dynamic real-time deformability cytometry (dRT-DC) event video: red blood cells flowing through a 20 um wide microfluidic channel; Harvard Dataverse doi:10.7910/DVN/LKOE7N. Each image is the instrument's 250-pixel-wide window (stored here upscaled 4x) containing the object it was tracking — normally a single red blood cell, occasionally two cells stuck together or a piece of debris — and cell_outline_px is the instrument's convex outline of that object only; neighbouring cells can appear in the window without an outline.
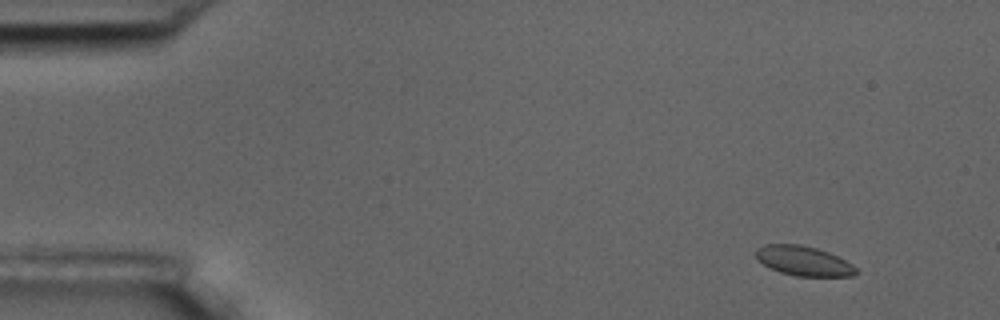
{"species": "common noctule bat (a hibernating species)", "species_latin": "Nyctalus noctula", "temperature_condition": "room temperature", "stored_images_in_passage": 12, "camera_frame_rate_fps": 3000, "um_per_image_px": 0.085, "animal": {"sex": "male", "body_mass_g": 17.5, "forearm_length_mm": 52.3}, "frame": {"image": 1, "passage_image": 1, "time_ms": 0.0, "image_size_px": [1000, 320], "cell_outline_px": [[856, 272], [852, 276], [796, 276], [780, 272], [756, 260], [756, 248], [764, 244], [800, 244], [816, 248], [828, 252], [852, 264], [856, 268]], "centroid_in_image_um": [68.26, 22.17], "position_along_channel_um": 16.7, "area_um2": 17.17}}
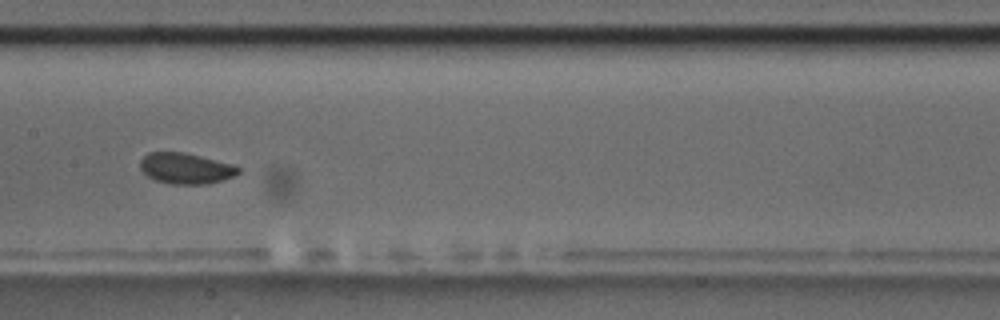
{"frame": {"image": 2, "passage_image": 7, "time_ms": 8.0, "image_size_px": [1000, 320], "cell_outline_px": [[240, 172], [232, 176], [208, 184], [172, 184], [156, 180], [148, 176], [140, 168], [140, 160], [148, 152], [184, 152], [232, 164], [240, 168]], "centroid_in_image_um": [15.77, 14.3], "position_along_channel_um": 191.6, "area_um2": 17.46}}
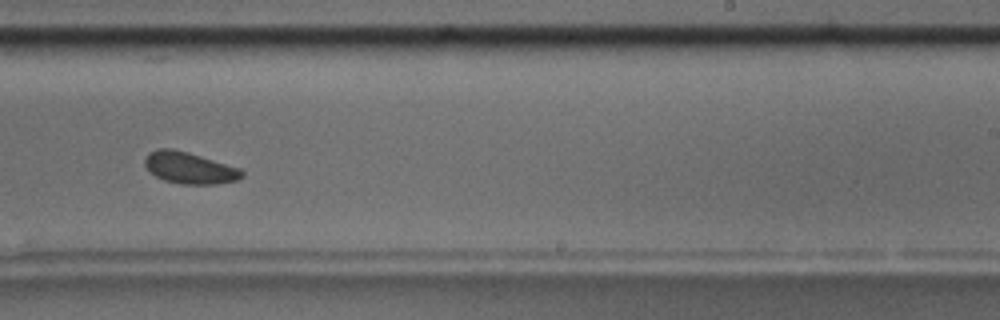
{"frame": {"image": 3, "passage_image": 9, "time_ms": 10.333, "image_size_px": [1000, 320], "cell_outline_px": [[244, 176], [236, 180], [216, 184], [180, 184], [164, 180], [156, 176], [144, 164], [144, 160], [148, 152], [156, 148], [172, 148], [188, 152], [240, 168], [244, 172]], "centroid_in_image_um": [16.1, 14.26], "position_along_channel_um": 272.9, "area_um2": 17.86}}